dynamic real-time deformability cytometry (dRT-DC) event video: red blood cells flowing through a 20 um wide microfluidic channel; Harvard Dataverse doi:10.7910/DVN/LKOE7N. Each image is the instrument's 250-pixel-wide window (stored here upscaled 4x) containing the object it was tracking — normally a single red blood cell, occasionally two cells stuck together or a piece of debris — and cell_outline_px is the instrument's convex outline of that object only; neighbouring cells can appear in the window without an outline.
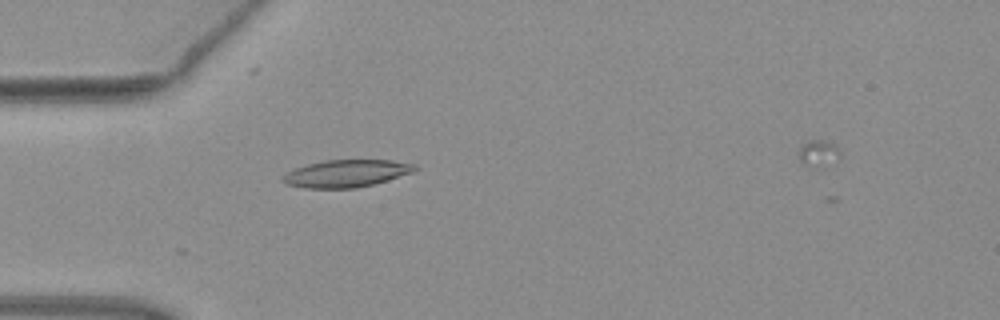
{"species": "common noctule bat (a hibernating species)", "species_latin": "Nyctalus noctula", "temperature_condition": "warm", "stored_images_in_passage": 1, "camera_frame_rate_fps": 3000, "um_per_image_px": 0.085, "animal": {"sex": "female", "body_mass_g": 19.3, "forearm_length_mm": 54.1}, "frame": {"image": 1, "passage_image": 1, "time_ms": 0.0, "image_size_px": [1000, 320], "cell_outline_px": [[420, 168], [412, 172], [388, 180], [356, 188], [304, 188], [288, 184], [280, 180], [280, 176], [296, 168], [308, 164], [324, 160], [392, 160], [416, 164]], "centroid_in_image_um": [29.44, 14.74], "position_along_channel_um": 55.6, "area_um2": 21.04}}